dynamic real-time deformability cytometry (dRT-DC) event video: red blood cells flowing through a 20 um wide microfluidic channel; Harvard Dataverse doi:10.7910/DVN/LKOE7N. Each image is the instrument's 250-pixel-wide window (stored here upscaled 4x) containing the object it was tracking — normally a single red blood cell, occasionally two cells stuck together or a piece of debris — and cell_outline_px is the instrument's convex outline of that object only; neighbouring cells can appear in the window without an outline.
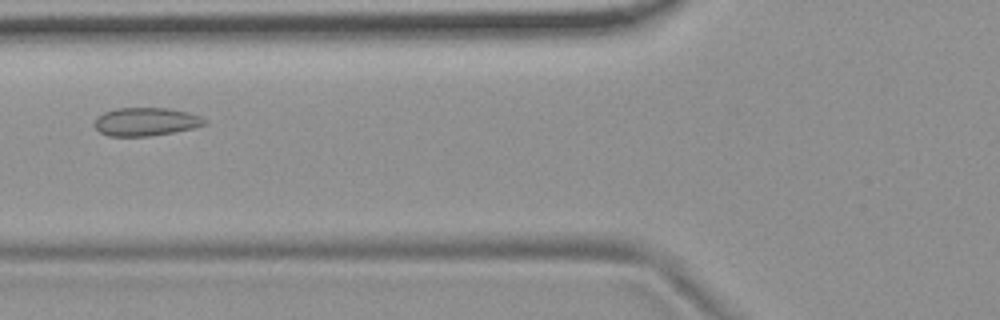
{"species": "common noctule bat (a hibernating species)", "species_latin": "Nyctalus noctula", "temperature_condition": "room temperature", "stored_images_in_passage": 4, "camera_frame_rate_fps": 3000, "um_per_image_px": 0.085, "animal": {"sex": "female", "body_mass_g": 19.9}, "frame": {"image": 1, "passage_image": 4, "time_ms": 4.333, "image_size_px": [1000, 320], "cell_outline_px": [[208, 124], [192, 128], [152, 136], [108, 136], [100, 132], [96, 128], [96, 116], [104, 112], [116, 108], [168, 108], [188, 112], [200, 116], [208, 120]], "centroid_in_image_um": [12.42, 10.34], "position_along_channel_um": 113.4, "area_um2": 18.15}}